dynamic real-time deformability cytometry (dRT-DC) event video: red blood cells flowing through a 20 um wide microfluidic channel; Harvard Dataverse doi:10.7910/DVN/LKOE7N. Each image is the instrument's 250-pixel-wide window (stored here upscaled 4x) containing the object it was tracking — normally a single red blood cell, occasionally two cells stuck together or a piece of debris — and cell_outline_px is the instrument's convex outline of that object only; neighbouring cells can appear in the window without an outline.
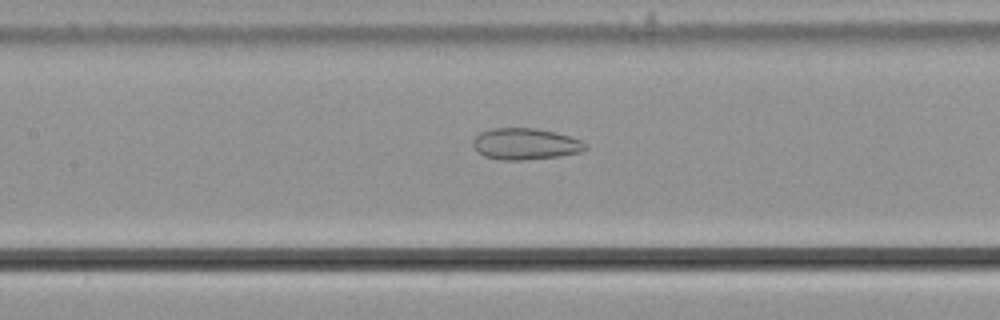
{"species": "common noctule bat (a hibernating species)", "species_latin": "Nyctalus noctula", "temperature_condition": "cold", "stored_images_in_passage": 26, "camera_frame_rate_fps": 3000, "um_per_image_px": 0.085, "animal": {"sex": "male", "body_mass_g": 21.5, "forearm_length_mm": 52.0}, "frame": {"image": 1, "passage_image": 22, "time_ms": 7.0, "image_size_px": [1000, 320], "cell_outline_px": [[588, 148], [580, 152], [560, 156], [520, 160], [500, 160], [484, 156], [476, 152], [472, 144], [472, 140], [480, 132], [492, 128], [536, 128], [556, 132], [580, 140], [588, 144]], "centroid_in_image_um": [44.63, 12.23], "position_along_channel_um": 162.8, "area_um2": 20.75}}
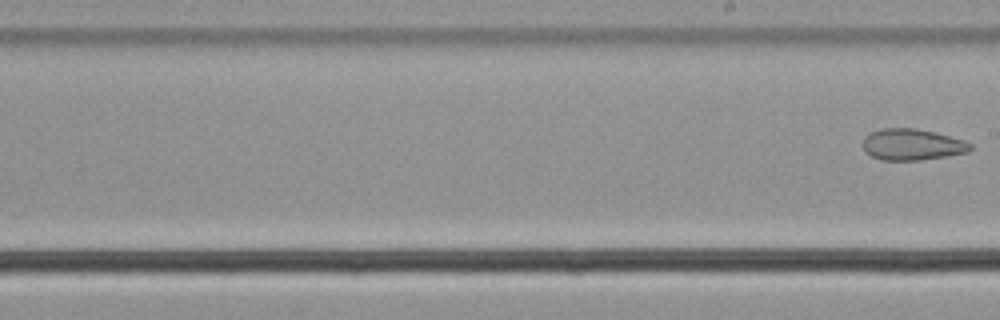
{"frame": {"image": 2, "passage_image": 26, "time_ms": 8.333, "image_size_px": [1000, 320], "cell_outline_px": [[972, 148], [968, 152], [948, 156], [920, 160], [880, 160], [864, 152], [864, 136], [868, 132], [880, 128], [916, 128], [964, 140], [972, 144]], "centroid_in_image_um": [77.5, 12.29], "position_along_channel_um": 211.5, "area_um2": 19.71}}